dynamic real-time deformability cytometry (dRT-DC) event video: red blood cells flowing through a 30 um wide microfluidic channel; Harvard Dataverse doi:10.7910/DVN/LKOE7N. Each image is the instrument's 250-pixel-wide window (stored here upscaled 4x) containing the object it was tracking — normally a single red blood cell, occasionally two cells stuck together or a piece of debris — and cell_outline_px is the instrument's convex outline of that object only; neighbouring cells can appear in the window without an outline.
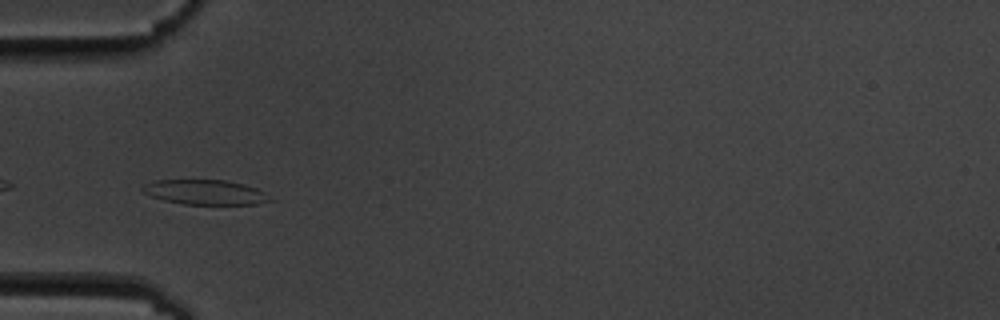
{"species": "common noctule bat (a hibernating species)", "species_latin": "Nyctalus noctula", "temperature_condition": "cold", "stored_images_in_passage": 4, "camera_frame_rate_fps": 3000, "um_per_image_px": 0.085, "animal": {"sex": "male", "body_mass_g": 19.5, "forearm_length_mm": 54.6}, "frame": {"image": 1, "passage_image": 4, "time_ms": 3.333, "image_size_px": [1000, 320], "cell_outline_px": [[276, 200], [256, 204], [184, 204], [164, 200], [140, 192], [140, 188], [144, 184], [152, 180], [224, 180], [244, 184], [256, 188], [264, 192]], "centroid_in_image_um": [17.43, 16.33], "position_along_channel_um": 67.6, "area_um2": 18.55}}